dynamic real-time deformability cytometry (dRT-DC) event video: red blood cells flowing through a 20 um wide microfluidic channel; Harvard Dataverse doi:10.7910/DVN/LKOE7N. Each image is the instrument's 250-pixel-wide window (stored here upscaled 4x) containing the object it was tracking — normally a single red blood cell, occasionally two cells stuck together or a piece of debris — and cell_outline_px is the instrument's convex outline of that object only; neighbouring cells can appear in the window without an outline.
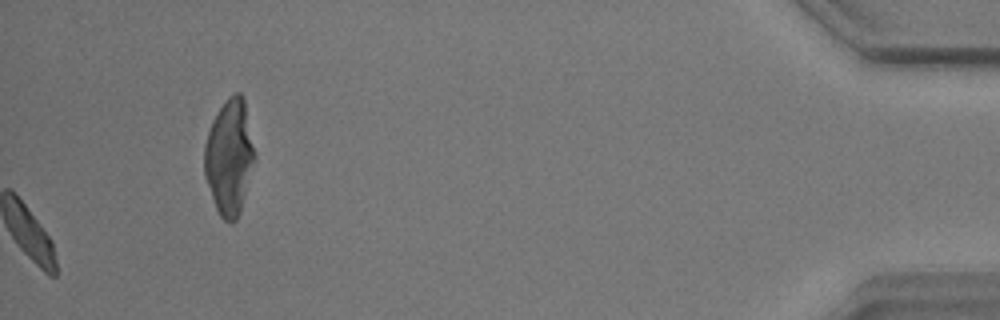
{"species": "common noctule bat (a hibernating species)", "species_latin": "Nyctalus noctula", "temperature_condition": "warm", "stored_images_in_passage": 56, "segment_of_instrument_passage": [2, 2], "camera_frame_rate_fps": 3000, "um_per_image_px": 0.085, "animal": {"sex": "male", "body_mass_g": 17.9}, "frame": {"image": 1, "passage_image": 56, "time_ms": 18.333, "image_size_px": [1000, 320], "cell_outline_px": [[256, 156], [240, 212], [236, 220], [232, 224], [224, 220], [220, 216], [216, 208], [204, 176], [204, 144], [212, 120], [228, 96], [236, 92], [240, 92], [244, 96]], "centroid_in_image_um": [19.5, 13.34], "position_along_channel_um": 415.7, "area_um2": 33.99}}